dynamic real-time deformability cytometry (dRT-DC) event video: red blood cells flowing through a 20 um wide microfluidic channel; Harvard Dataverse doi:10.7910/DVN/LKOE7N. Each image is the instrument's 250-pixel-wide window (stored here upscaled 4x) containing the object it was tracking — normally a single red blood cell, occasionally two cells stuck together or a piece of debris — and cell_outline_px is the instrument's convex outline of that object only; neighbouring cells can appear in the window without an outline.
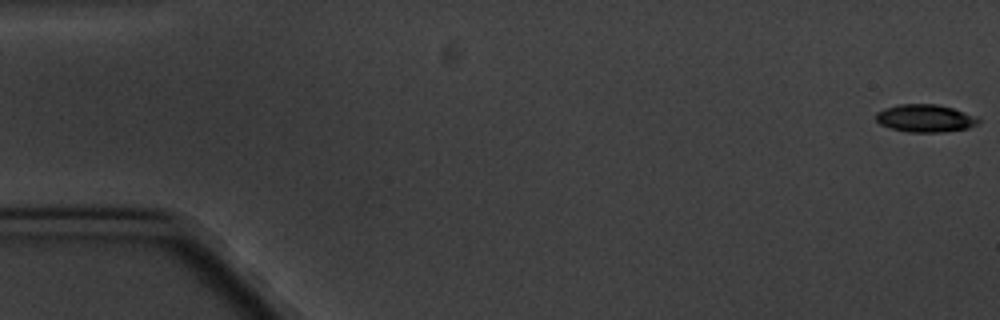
{"species": "common noctule bat (a hibernating species)", "species_latin": "Nyctalus noctula", "temperature_condition": "cold", "stored_images_in_passage": 6, "camera_frame_rate_fps": 3000, "um_per_image_px": 0.085, "animal": {"sex": "male", "body_mass_g": 20.1, "forearm_length_mm": 53.5}, "frame": {"image": 1, "passage_image": 1, "time_ms": 0.0, "image_size_px": [1000, 320], "cell_outline_px": [[980, 120], [976, 124], [968, 128], [944, 132], [908, 132], [892, 128], [880, 124], [876, 120], [876, 112], [884, 108], [900, 104], [936, 104], [952, 108], [964, 112]], "centroid_in_image_um": [78.6, 10.05], "position_along_channel_um": 6.4, "area_um2": 16.3}}
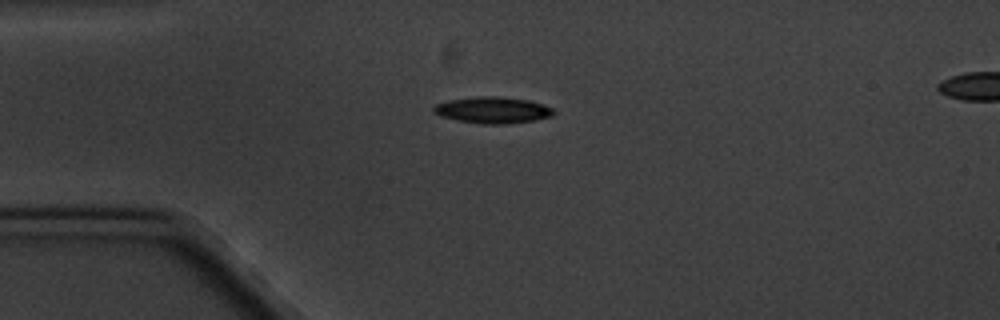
{"frame": {"image": 2, "passage_image": 4, "time_ms": 4.667, "image_size_px": [1000, 320], "cell_outline_px": [[556, 112], [552, 116], [532, 120], [504, 124], [484, 124], [456, 120], [440, 116], [432, 112], [432, 108], [436, 104], [448, 100], [476, 96], [504, 96], [528, 100], [544, 104], [552, 108]], "centroid_in_image_um": [41.86, 9.34], "position_along_channel_um": 43.1, "area_um2": 18.61}}